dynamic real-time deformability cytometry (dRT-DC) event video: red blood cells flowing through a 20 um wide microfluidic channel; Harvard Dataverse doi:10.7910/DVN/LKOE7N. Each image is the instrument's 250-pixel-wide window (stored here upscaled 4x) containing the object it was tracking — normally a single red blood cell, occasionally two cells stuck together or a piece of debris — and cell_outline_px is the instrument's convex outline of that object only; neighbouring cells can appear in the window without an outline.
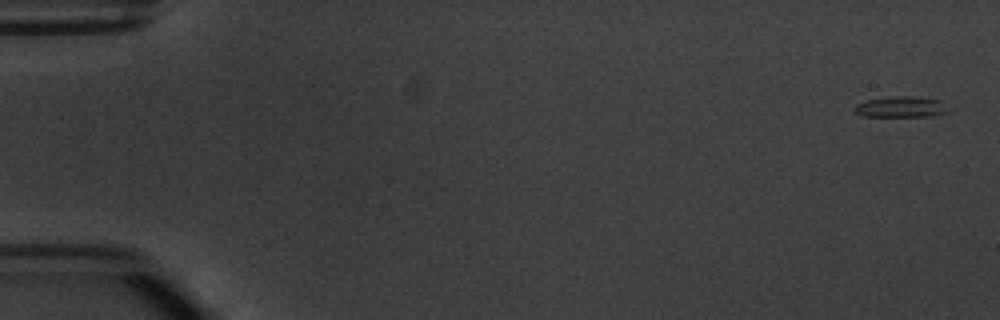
{"species": "common noctule bat (a hibernating species)", "species_latin": "Nyctalus noctula", "temperature_condition": "warm", "stored_images_in_passage": 5, "camera_frame_rate_fps": 3000, "um_per_image_px": 0.085, "animal": {"sex": "male", "body_mass_g": 20.1, "forearm_length_mm": 53.5}, "frame": {"image": 1, "passage_image": 1, "time_ms": 0.0, "image_size_px": [1000, 320], "cell_outline_px": [[948, 112], [932, 116], [864, 116], [856, 112], [856, 104], [864, 100], [892, 96], [916, 96], [940, 100]], "centroid_in_image_um": [76.57, 9.07], "position_along_channel_um": 8.4, "area_um2": 11.27}}
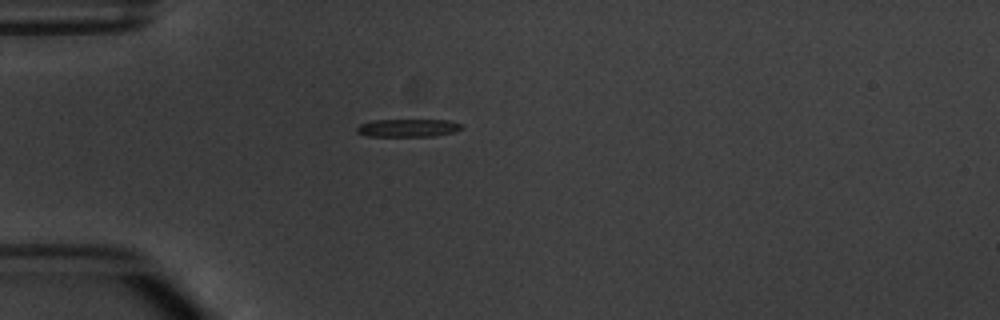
{"frame": {"image": 2, "passage_image": 5, "time_ms": 4.667, "image_size_px": [1000, 320], "cell_outline_px": [[464, 128], [452, 132], [436, 136], [368, 136], [356, 132], [356, 128], [360, 124], [372, 120], [448, 120], [464, 124]], "centroid_in_image_um": [34.7, 10.87], "position_along_channel_um": 50.3, "area_um2": 10.98}}